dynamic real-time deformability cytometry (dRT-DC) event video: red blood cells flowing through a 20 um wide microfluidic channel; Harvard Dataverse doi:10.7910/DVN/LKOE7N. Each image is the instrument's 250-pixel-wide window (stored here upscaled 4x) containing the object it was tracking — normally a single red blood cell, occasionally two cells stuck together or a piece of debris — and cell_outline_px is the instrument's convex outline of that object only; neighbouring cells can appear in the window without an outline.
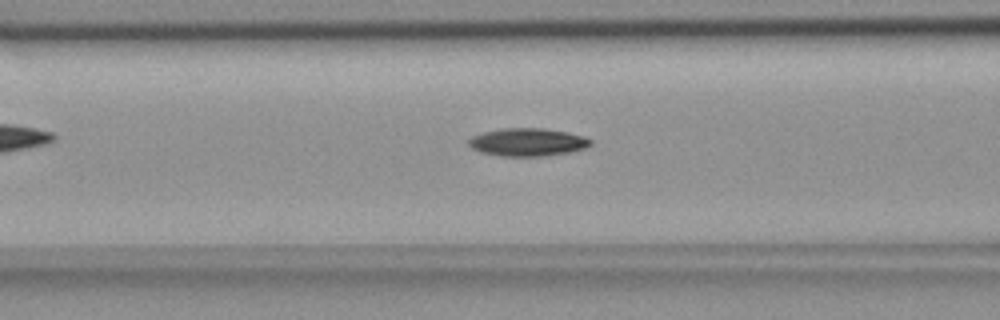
{"species": "common noctule bat (a hibernating species)", "species_latin": "Nyctalus noctula", "temperature_condition": "room temperature", "stored_images_in_passage": 54, "camera_frame_rate_fps": 3000, "um_per_image_px": 0.085, "animal": {"sex": "female", "body_mass_g": 18.4}, "frame": {"image": 1, "passage_image": 21, "time_ms": 6.667, "image_size_px": [1000, 320], "cell_outline_px": [[592, 144], [584, 148], [568, 152], [544, 156], [500, 156], [480, 152], [472, 148], [468, 144], [468, 140], [472, 136], [484, 132], [504, 128], [544, 128], [568, 132], [584, 136], [592, 140]], "centroid_in_image_um": [44.84, 12.08], "position_along_channel_um": 121.8, "area_um2": 19.83}}
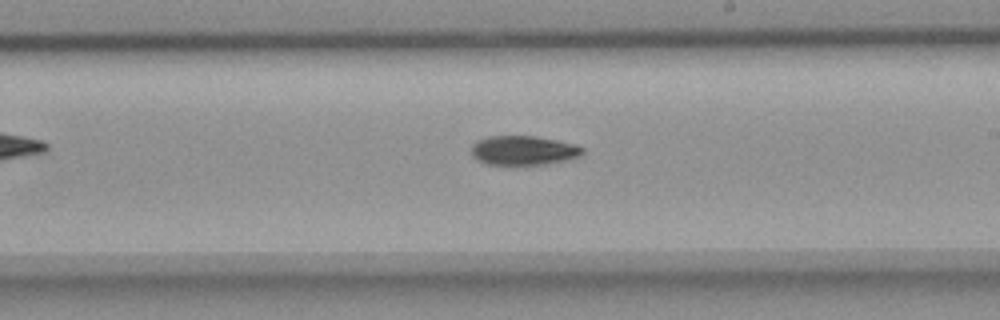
{"frame": {"image": 2, "passage_image": 31, "time_ms": 10.0, "image_size_px": [1000, 320], "cell_outline_px": [[584, 152], [580, 156], [548, 164], [488, 164], [472, 156], [472, 144], [476, 140], [488, 136], [536, 136], [576, 144], [584, 148]], "centroid_in_image_um": [44.51, 12.77], "position_along_channel_um": 244.5, "area_um2": 18.9}}
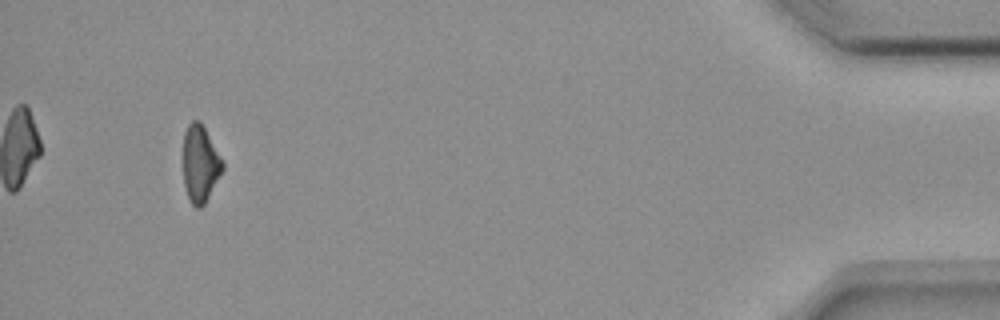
{"frame": {"image": 3, "passage_image": 51, "time_ms": 16.667, "image_size_px": [1000, 320], "cell_outline_px": [[224, 168], [204, 204], [200, 208], [196, 208], [192, 204], [188, 196], [184, 184], [184, 132], [188, 124], [192, 120], [200, 120], [224, 160]], "centroid_in_image_um": [17.03, 13.89], "position_along_channel_um": 418.2, "area_um2": 17.63}, "authors_computed_cell_mechanics": {"area_um2": 18.8717, "velocity_mm_per_s": 3.6909, "shape_relaxation_time_tau1_ms": 6.4078, "shape_relaxation_time_tau2_ms": null, "deformation_change_tau1": 0.1598, "deformation_change_tau2": null}}